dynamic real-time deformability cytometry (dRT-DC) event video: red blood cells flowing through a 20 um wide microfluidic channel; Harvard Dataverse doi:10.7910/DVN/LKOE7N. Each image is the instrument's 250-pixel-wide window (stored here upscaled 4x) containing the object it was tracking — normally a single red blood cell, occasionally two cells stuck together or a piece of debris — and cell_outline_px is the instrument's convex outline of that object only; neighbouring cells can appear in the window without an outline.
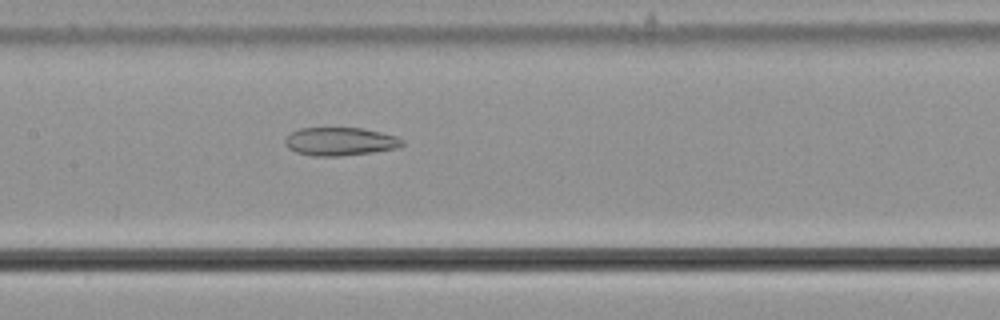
{"species": "common noctule bat (a hibernating species)", "species_latin": "Nyctalus noctula", "temperature_condition": "cold", "stored_images_in_passage": 54, "camera_frame_rate_fps": 3000, "um_per_image_px": 0.085, "animal": {"sex": "male", "body_mass_g": 21.5, "forearm_length_mm": 52.0}, "frame": {"image": 1, "passage_image": 26, "time_ms": 8.333, "image_size_px": [1000, 320], "cell_outline_px": [[404, 144], [396, 148], [372, 152], [340, 156], [312, 156], [296, 152], [288, 148], [284, 144], [284, 140], [292, 132], [300, 128], [364, 128], [396, 136], [404, 140]], "centroid_in_image_um": [28.9, 12.03], "position_along_channel_um": 178.5, "area_um2": 19.25}}
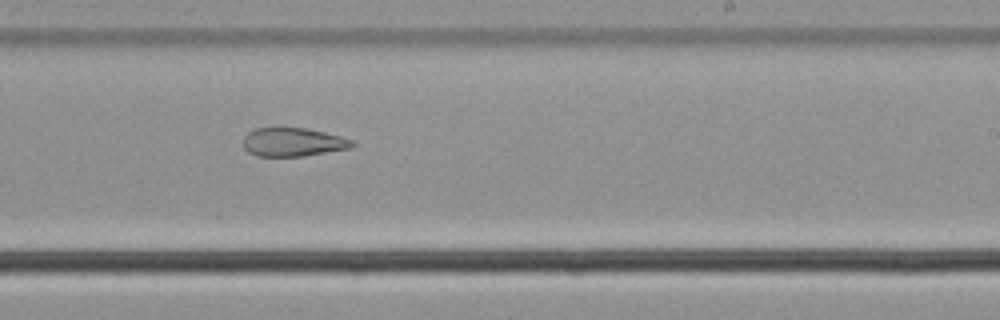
{"frame": {"image": 2, "passage_image": 33, "time_ms": 10.667, "image_size_px": [1000, 320], "cell_outline_px": [[356, 144], [352, 148], [304, 156], [256, 156], [248, 152], [244, 148], [244, 136], [248, 132], [256, 128], [304, 128], [324, 132], [340, 136], [352, 140]], "centroid_in_image_um": [24.91, 12.09], "position_along_channel_um": 264.1, "area_um2": 18.15}}
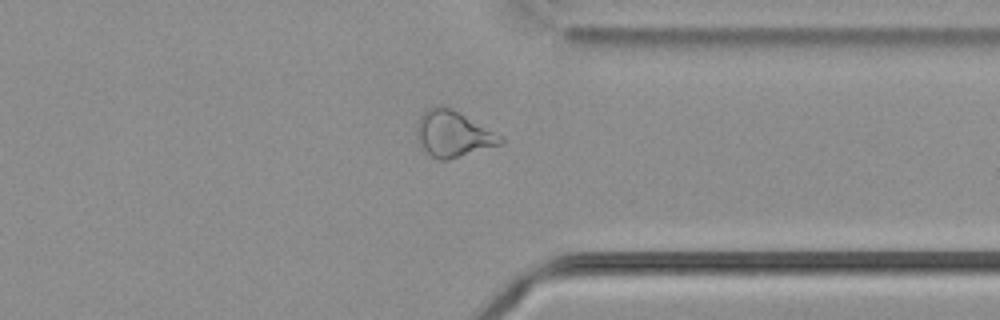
{"frame": {"image": 3, "passage_image": 42, "time_ms": 13.667, "image_size_px": [1000, 320], "cell_outline_px": [[504, 144], [448, 160], [440, 160], [432, 156], [424, 148], [416, 136], [416, 128], [420, 116], [428, 108], [436, 104], [440, 104], [452, 108], [500, 136], [504, 140]], "centroid_in_image_um": [38.5, 11.37], "position_along_channel_um": 372.9, "area_um2": 22.25}, "authors_computed_cell_mechanics": {"area_um2": 24.5939, "velocity_mm_per_s": 3.6903, "shape_relaxation_time_tau1_ms": null, "shape_relaxation_time_tau2_ms": 7.3195, "deformation_change_tau1": null, "deformation_change_tau2": 0.1834}}